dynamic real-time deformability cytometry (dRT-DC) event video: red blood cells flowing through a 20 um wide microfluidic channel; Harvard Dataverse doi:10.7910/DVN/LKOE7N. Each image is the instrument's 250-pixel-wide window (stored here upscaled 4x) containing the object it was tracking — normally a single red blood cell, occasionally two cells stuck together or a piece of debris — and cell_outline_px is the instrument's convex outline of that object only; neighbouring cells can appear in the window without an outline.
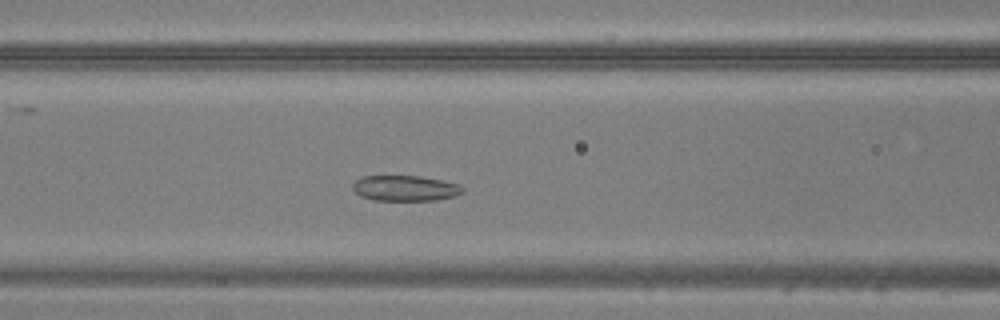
{"species": "common noctule bat (a hibernating species)", "species_latin": "Nyctalus noctula", "temperature_condition": "warm", "stored_images_in_passage": 37, "camera_frame_rate_fps": 3000, "um_per_image_px": 0.085, "animal": {"sex": "male", "body_mass_g": 20.5, "forearm_length_mm": 52.5}, "frame": {"image": 1, "passage_image": 15, "time_ms": 4.667, "image_size_px": [1000, 320], "cell_outline_px": [[464, 192], [452, 196], [436, 200], [376, 200], [360, 196], [352, 188], [352, 184], [356, 180], [364, 176], [420, 176], [440, 180], [456, 184], [464, 188]], "centroid_in_image_um": [34.41, 16.0], "position_along_channel_um": 132.2, "area_um2": 16.13}}
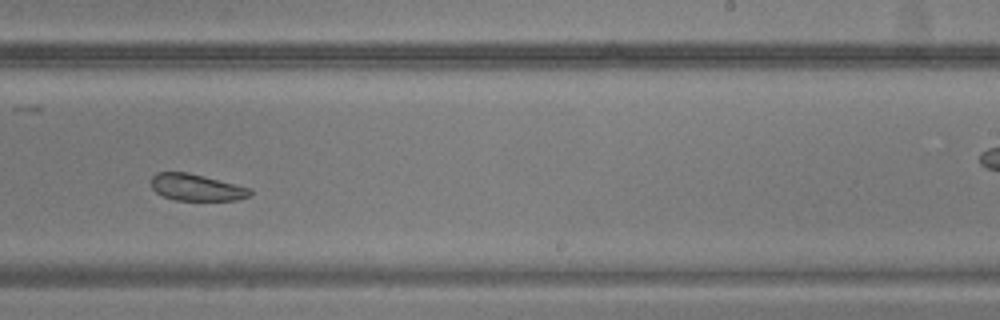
{"frame": {"image": 2, "passage_image": 25, "time_ms": 8.0, "image_size_px": [1000, 320], "cell_outline_px": [[252, 196], [236, 200], [176, 200], [164, 196], [156, 192], [152, 188], [152, 176], [156, 172], [188, 172], [252, 188]], "centroid_in_image_um": [16.73, 15.93], "position_along_channel_um": 272.3, "area_um2": 15.43}}
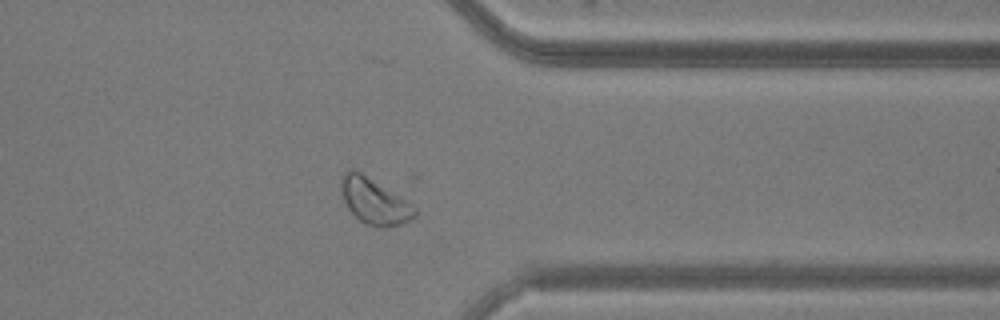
{"frame": {"image": 3, "passage_image": 33, "time_ms": 10.667, "image_size_px": [1000, 320], "cell_outline_px": [[416, 216], [400, 224], [384, 228], [380, 228], [364, 224], [348, 208], [340, 192], [340, 176], [348, 168], [352, 168], [360, 172], [412, 204], [416, 208]], "centroid_in_image_um": [31.77, 17.1], "position_along_channel_um": 379.6, "area_um2": 19.59}}